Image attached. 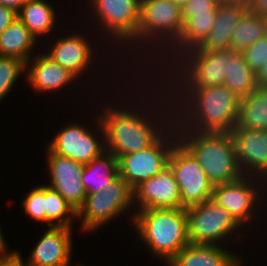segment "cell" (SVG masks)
Segmentation results:
<instances>
[{
  "instance_id": "cell-29",
  "label": "cell",
  "mask_w": 267,
  "mask_h": 266,
  "mask_svg": "<svg viewBox=\"0 0 267 266\" xmlns=\"http://www.w3.org/2000/svg\"><path fill=\"white\" fill-rule=\"evenodd\" d=\"M45 211L49 227L72 228V221L77 218V212L59 192L48 185H45Z\"/></svg>"
},
{
  "instance_id": "cell-38",
  "label": "cell",
  "mask_w": 267,
  "mask_h": 266,
  "mask_svg": "<svg viewBox=\"0 0 267 266\" xmlns=\"http://www.w3.org/2000/svg\"><path fill=\"white\" fill-rule=\"evenodd\" d=\"M253 0H219V3L232 6H240L249 10Z\"/></svg>"
},
{
  "instance_id": "cell-24",
  "label": "cell",
  "mask_w": 267,
  "mask_h": 266,
  "mask_svg": "<svg viewBox=\"0 0 267 266\" xmlns=\"http://www.w3.org/2000/svg\"><path fill=\"white\" fill-rule=\"evenodd\" d=\"M37 39L29 29L16 18L0 34V56L15 57L27 62L31 58V49Z\"/></svg>"
},
{
  "instance_id": "cell-27",
  "label": "cell",
  "mask_w": 267,
  "mask_h": 266,
  "mask_svg": "<svg viewBox=\"0 0 267 266\" xmlns=\"http://www.w3.org/2000/svg\"><path fill=\"white\" fill-rule=\"evenodd\" d=\"M265 35H267V18L247 11L235 27L230 49L243 52Z\"/></svg>"
},
{
  "instance_id": "cell-16",
  "label": "cell",
  "mask_w": 267,
  "mask_h": 266,
  "mask_svg": "<svg viewBox=\"0 0 267 266\" xmlns=\"http://www.w3.org/2000/svg\"><path fill=\"white\" fill-rule=\"evenodd\" d=\"M134 191V204L139 210L184 208L181 205L180 191L169 166L155 176L142 181Z\"/></svg>"
},
{
  "instance_id": "cell-19",
  "label": "cell",
  "mask_w": 267,
  "mask_h": 266,
  "mask_svg": "<svg viewBox=\"0 0 267 266\" xmlns=\"http://www.w3.org/2000/svg\"><path fill=\"white\" fill-rule=\"evenodd\" d=\"M27 68L26 78L32 88L36 89V92L39 91V93L58 90L77 78L45 53L28 60L26 62Z\"/></svg>"
},
{
  "instance_id": "cell-28",
  "label": "cell",
  "mask_w": 267,
  "mask_h": 266,
  "mask_svg": "<svg viewBox=\"0 0 267 266\" xmlns=\"http://www.w3.org/2000/svg\"><path fill=\"white\" fill-rule=\"evenodd\" d=\"M224 85L240 98L246 97L257 87L256 74L242 52H236L231 57Z\"/></svg>"
},
{
  "instance_id": "cell-15",
  "label": "cell",
  "mask_w": 267,
  "mask_h": 266,
  "mask_svg": "<svg viewBox=\"0 0 267 266\" xmlns=\"http://www.w3.org/2000/svg\"><path fill=\"white\" fill-rule=\"evenodd\" d=\"M253 180V176L248 175L247 178V175H243L235 181L213 187L211 199L224 207L240 226L253 217L254 205L258 202L256 197L259 192L255 184L252 185Z\"/></svg>"
},
{
  "instance_id": "cell-9",
  "label": "cell",
  "mask_w": 267,
  "mask_h": 266,
  "mask_svg": "<svg viewBox=\"0 0 267 266\" xmlns=\"http://www.w3.org/2000/svg\"><path fill=\"white\" fill-rule=\"evenodd\" d=\"M173 125V127H170L174 129H168L169 132H165V134H163V136L149 148L121 156L118 159L119 175L133 189L137 187L142 181L155 176L157 173L161 172L168 166V158L171 150L174 144L179 140L178 135H176L177 132H175L177 131L178 126L174 123ZM172 130H174V133L172 132ZM170 131L172 133H170ZM168 135L171 136L170 139Z\"/></svg>"
},
{
  "instance_id": "cell-5",
  "label": "cell",
  "mask_w": 267,
  "mask_h": 266,
  "mask_svg": "<svg viewBox=\"0 0 267 266\" xmlns=\"http://www.w3.org/2000/svg\"><path fill=\"white\" fill-rule=\"evenodd\" d=\"M133 203V188L118 175L104 190L85 197L77 217L82 218L81 228L90 232L123 214Z\"/></svg>"
},
{
  "instance_id": "cell-10",
  "label": "cell",
  "mask_w": 267,
  "mask_h": 266,
  "mask_svg": "<svg viewBox=\"0 0 267 266\" xmlns=\"http://www.w3.org/2000/svg\"><path fill=\"white\" fill-rule=\"evenodd\" d=\"M182 28L183 19L180 6L171 0H141L140 22L136 34L137 43L141 42L142 44L145 40L149 42L152 40L151 43H154L159 38L161 43L162 39L166 40L165 44L168 43V47L179 38Z\"/></svg>"
},
{
  "instance_id": "cell-25",
  "label": "cell",
  "mask_w": 267,
  "mask_h": 266,
  "mask_svg": "<svg viewBox=\"0 0 267 266\" xmlns=\"http://www.w3.org/2000/svg\"><path fill=\"white\" fill-rule=\"evenodd\" d=\"M55 9L44 0H28L17 12L18 18L37 39L53 31L56 21Z\"/></svg>"
},
{
  "instance_id": "cell-20",
  "label": "cell",
  "mask_w": 267,
  "mask_h": 266,
  "mask_svg": "<svg viewBox=\"0 0 267 266\" xmlns=\"http://www.w3.org/2000/svg\"><path fill=\"white\" fill-rule=\"evenodd\" d=\"M216 245L188 244L168 263V266H241L239 256Z\"/></svg>"
},
{
  "instance_id": "cell-36",
  "label": "cell",
  "mask_w": 267,
  "mask_h": 266,
  "mask_svg": "<svg viewBox=\"0 0 267 266\" xmlns=\"http://www.w3.org/2000/svg\"><path fill=\"white\" fill-rule=\"evenodd\" d=\"M248 11L267 18V0H253Z\"/></svg>"
},
{
  "instance_id": "cell-35",
  "label": "cell",
  "mask_w": 267,
  "mask_h": 266,
  "mask_svg": "<svg viewBox=\"0 0 267 266\" xmlns=\"http://www.w3.org/2000/svg\"><path fill=\"white\" fill-rule=\"evenodd\" d=\"M0 266H26L19 252L13 251L8 257L0 259Z\"/></svg>"
},
{
  "instance_id": "cell-37",
  "label": "cell",
  "mask_w": 267,
  "mask_h": 266,
  "mask_svg": "<svg viewBox=\"0 0 267 266\" xmlns=\"http://www.w3.org/2000/svg\"><path fill=\"white\" fill-rule=\"evenodd\" d=\"M257 87H267V62L256 73Z\"/></svg>"
},
{
  "instance_id": "cell-1",
  "label": "cell",
  "mask_w": 267,
  "mask_h": 266,
  "mask_svg": "<svg viewBox=\"0 0 267 266\" xmlns=\"http://www.w3.org/2000/svg\"><path fill=\"white\" fill-rule=\"evenodd\" d=\"M184 89L182 93L186 95V98L184 97L186 102L180 98V103H185L183 106L180 104V108L183 107L181 109L184 111L175 113L174 117L177 120L173 121L180 124L179 128L198 132L230 133L236 126L241 98L225 85L185 87Z\"/></svg>"
},
{
  "instance_id": "cell-18",
  "label": "cell",
  "mask_w": 267,
  "mask_h": 266,
  "mask_svg": "<svg viewBox=\"0 0 267 266\" xmlns=\"http://www.w3.org/2000/svg\"><path fill=\"white\" fill-rule=\"evenodd\" d=\"M90 45L84 36L75 33L59 37L53 49L46 54L78 78L92 61L94 54Z\"/></svg>"
},
{
  "instance_id": "cell-8",
  "label": "cell",
  "mask_w": 267,
  "mask_h": 266,
  "mask_svg": "<svg viewBox=\"0 0 267 266\" xmlns=\"http://www.w3.org/2000/svg\"><path fill=\"white\" fill-rule=\"evenodd\" d=\"M235 53L231 49L206 51L195 48L187 51L178 57V63H181L179 66L183 65L179 67L183 75L178 74L181 75L179 80L184 82L182 87L224 85L228 65Z\"/></svg>"
},
{
  "instance_id": "cell-4",
  "label": "cell",
  "mask_w": 267,
  "mask_h": 266,
  "mask_svg": "<svg viewBox=\"0 0 267 266\" xmlns=\"http://www.w3.org/2000/svg\"><path fill=\"white\" fill-rule=\"evenodd\" d=\"M132 220L142 241L166 263L189 244L185 208L138 210Z\"/></svg>"
},
{
  "instance_id": "cell-12",
  "label": "cell",
  "mask_w": 267,
  "mask_h": 266,
  "mask_svg": "<svg viewBox=\"0 0 267 266\" xmlns=\"http://www.w3.org/2000/svg\"><path fill=\"white\" fill-rule=\"evenodd\" d=\"M96 135L80 124H69L64 127L51 143L48 149L62 157L70 158L83 165L90 163L106 151L105 143L96 139Z\"/></svg>"
},
{
  "instance_id": "cell-14",
  "label": "cell",
  "mask_w": 267,
  "mask_h": 266,
  "mask_svg": "<svg viewBox=\"0 0 267 266\" xmlns=\"http://www.w3.org/2000/svg\"><path fill=\"white\" fill-rule=\"evenodd\" d=\"M47 162L51 184L48 185L69 203L77 212L83 205L86 190L82 184L84 165L70 158L62 157L47 148Z\"/></svg>"
},
{
  "instance_id": "cell-13",
  "label": "cell",
  "mask_w": 267,
  "mask_h": 266,
  "mask_svg": "<svg viewBox=\"0 0 267 266\" xmlns=\"http://www.w3.org/2000/svg\"><path fill=\"white\" fill-rule=\"evenodd\" d=\"M230 135L243 174L254 176L255 183V176L262 177L263 181L266 179L267 182V130L242 129L235 126Z\"/></svg>"
},
{
  "instance_id": "cell-7",
  "label": "cell",
  "mask_w": 267,
  "mask_h": 266,
  "mask_svg": "<svg viewBox=\"0 0 267 266\" xmlns=\"http://www.w3.org/2000/svg\"><path fill=\"white\" fill-rule=\"evenodd\" d=\"M168 166L173 172L184 208L212 198L213 185L194 155L178 140L169 155Z\"/></svg>"
},
{
  "instance_id": "cell-21",
  "label": "cell",
  "mask_w": 267,
  "mask_h": 266,
  "mask_svg": "<svg viewBox=\"0 0 267 266\" xmlns=\"http://www.w3.org/2000/svg\"><path fill=\"white\" fill-rule=\"evenodd\" d=\"M247 11L240 6L219 3L214 25L198 49L206 51L230 49L235 27Z\"/></svg>"
},
{
  "instance_id": "cell-6",
  "label": "cell",
  "mask_w": 267,
  "mask_h": 266,
  "mask_svg": "<svg viewBox=\"0 0 267 266\" xmlns=\"http://www.w3.org/2000/svg\"><path fill=\"white\" fill-rule=\"evenodd\" d=\"M189 244L216 245L238 231L239 224L212 199L185 208Z\"/></svg>"
},
{
  "instance_id": "cell-41",
  "label": "cell",
  "mask_w": 267,
  "mask_h": 266,
  "mask_svg": "<svg viewBox=\"0 0 267 266\" xmlns=\"http://www.w3.org/2000/svg\"><path fill=\"white\" fill-rule=\"evenodd\" d=\"M171 1L174 4H176L182 8L189 0H171Z\"/></svg>"
},
{
  "instance_id": "cell-39",
  "label": "cell",
  "mask_w": 267,
  "mask_h": 266,
  "mask_svg": "<svg viewBox=\"0 0 267 266\" xmlns=\"http://www.w3.org/2000/svg\"><path fill=\"white\" fill-rule=\"evenodd\" d=\"M27 1L28 0H0V4L11 7L18 12Z\"/></svg>"
},
{
  "instance_id": "cell-22",
  "label": "cell",
  "mask_w": 267,
  "mask_h": 266,
  "mask_svg": "<svg viewBox=\"0 0 267 266\" xmlns=\"http://www.w3.org/2000/svg\"><path fill=\"white\" fill-rule=\"evenodd\" d=\"M119 175L118 160L108 151L85 164L82 172V184L86 196L104 190Z\"/></svg>"
},
{
  "instance_id": "cell-31",
  "label": "cell",
  "mask_w": 267,
  "mask_h": 266,
  "mask_svg": "<svg viewBox=\"0 0 267 266\" xmlns=\"http://www.w3.org/2000/svg\"><path fill=\"white\" fill-rule=\"evenodd\" d=\"M27 215L37 222H46L45 185L31 190L22 202Z\"/></svg>"
},
{
  "instance_id": "cell-11",
  "label": "cell",
  "mask_w": 267,
  "mask_h": 266,
  "mask_svg": "<svg viewBox=\"0 0 267 266\" xmlns=\"http://www.w3.org/2000/svg\"><path fill=\"white\" fill-rule=\"evenodd\" d=\"M94 15L108 35L118 41H136L141 0H91ZM118 40V41H117Z\"/></svg>"
},
{
  "instance_id": "cell-23",
  "label": "cell",
  "mask_w": 267,
  "mask_h": 266,
  "mask_svg": "<svg viewBox=\"0 0 267 266\" xmlns=\"http://www.w3.org/2000/svg\"><path fill=\"white\" fill-rule=\"evenodd\" d=\"M236 127L267 130V87H256L240 99Z\"/></svg>"
},
{
  "instance_id": "cell-2",
  "label": "cell",
  "mask_w": 267,
  "mask_h": 266,
  "mask_svg": "<svg viewBox=\"0 0 267 266\" xmlns=\"http://www.w3.org/2000/svg\"><path fill=\"white\" fill-rule=\"evenodd\" d=\"M133 112L121 108L112 109L110 106L105 108L104 114L101 113L96 120L102 132L101 136L104 137L106 151L112 153L117 160L121 156L145 150L155 144L163 136L162 134H165L164 128L168 130L172 120H175V117L168 118V127L163 124L164 126H161L163 128L159 129L155 120L153 124L147 117L139 115L137 111Z\"/></svg>"
},
{
  "instance_id": "cell-30",
  "label": "cell",
  "mask_w": 267,
  "mask_h": 266,
  "mask_svg": "<svg viewBox=\"0 0 267 266\" xmlns=\"http://www.w3.org/2000/svg\"><path fill=\"white\" fill-rule=\"evenodd\" d=\"M25 68L26 62L19 58L0 56V101L9 93Z\"/></svg>"
},
{
  "instance_id": "cell-3",
  "label": "cell",
  "mask_w": 267,
  "mask_h": 266,
  "mask_svg": "<svg viewBox=\"0 0 267 266\" xmlns=\"http://www.w3.org/2000/svg\"><path fill=\"white\" fill-rule=\"evenodd\" d=\"M178 129L179 141L201 164L213 187L235 181L244 175L236 159L230 133Z\"/></svg>"
},
{
  "instance_id": "cell-17",
  "label": "cell",
  "mask_w": 267,
  "mask_h": 266,
  "mask_svg": "<svg viewBox=\"0 0 267 266\" xmlns=\"http://www.w3.org/2000/svg\"><path fill=\"white\" fill-rule=\"evenodd\" d=\"M48 228L35 245L26 266H70L72 228Z\"/></svg>"
},
{
  "instance_id": "cell-33",
  "label": "cell",
  "mask_w": 267,
  "mask_h": 266,
  "mask_svg": "<svg viewBox=\"0 0 267 266\" xmlns=\"http://www.w3.org/2000/svg\"><path fill=\"white\" fill-rule=\"evenodd\" d=\"M219 0H189L182 8L183 24L191 17L202 13H217Z\"/></svg>"
},
{
  "instance_id": "cell-34",
  "label": "cell",
  "mask_w": 267,
  "mask_h": 266,
  "mask_svg": "<svg viewBox=\"0 0 267 266\" xmlns=\"http://www.w3.org/2000/svg\"><path fill=\"white\" fill-rule=\"evenodd\" d=\"M17 11L11 7L0 4V34L16 19Z\"/></svg>"
},
{
  "instance_id": "cell-26",
  "label": "cell",
  "mask_w": 267,
  "mask_h": 266,
  "mask_svg": "<svg viewBox=\"0 0 267 266\" xmlns=\"http://www.w3.org/2000/svg\"><path fill=\"white\" fill-rule=\"evenodd\" d=\"M215 20L216 13H202L191 17L183 24L179 38L173 42L171 48L176 45L179 52L176 47L175 50L179 56L191 49L198 48L205 41Z\"/></svg>"
},
{
  "instance_id": "cell-32",
  "label": "cell",
  "mask_w": 267,
  "mask_h": 266,
  "mask_svg": "<svg viewBox=\"0 0 267 266\" xmlns=\"http://www.w3.org/2000/svg\"><path fill=\"white\" fill-rule=\"evenodd\" d=\"M242 53L247 64L256 74L267 62V35L249 46Z\"/></svg>"
},
{
  "instance_id": "cell-40",
  "label": "cell",
  "mask_w": 267,
  "mask_h": 266,
  "mask_svg": "<svg viewBox=\"0 0 267 266\" xmlns=\"http://www.w3.org/2000/svg\"><path fill=\"white\" fill-rule=\"evenodd\" d=\"M6 249H7L6 243L4 241V237H3V234L0 228V259L8 257L12 254V253L7 252Z\"/></svg>"
}]
</instances>
